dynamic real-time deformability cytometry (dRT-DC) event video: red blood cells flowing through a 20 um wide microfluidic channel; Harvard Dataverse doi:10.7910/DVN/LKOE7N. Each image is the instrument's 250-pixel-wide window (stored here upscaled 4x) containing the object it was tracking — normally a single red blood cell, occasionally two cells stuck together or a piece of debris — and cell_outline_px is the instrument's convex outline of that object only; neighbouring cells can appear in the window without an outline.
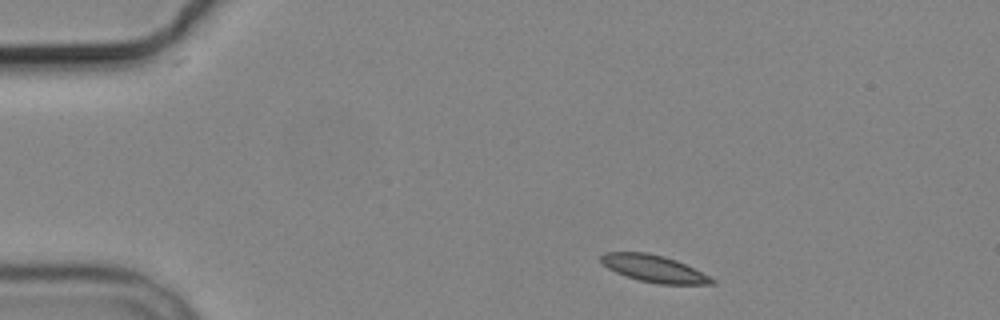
{"species": "common noctule bat (a hibernating species)", "species_latin": "Nyctalus noctula", "temperature_condition": "cold", "stored_images_in_passage": 3, "camera_frame_rate_fps": 3000, "um_per_image_px": 0.085, "animal": {"sex": "male", "body_mass_g": 19.2, "forearm_length_mm": 51.8}, "frame": {"image": 1, "passage_image": 1, "time_ms": 0.0, "image_size_px": [1000, 320], "cell_outline_px": [[716, 284], [656, 284], [640, 280], [616, 272], [608, 268], [600, 260], [600, 256], [604, 252], [648, 252], [664, 256], [676, 260], [716, 280]], "centroid_in_image_um": [55.57, 22.82], "position_along_channel_um": 29.4, "area_um2": 17.22}}